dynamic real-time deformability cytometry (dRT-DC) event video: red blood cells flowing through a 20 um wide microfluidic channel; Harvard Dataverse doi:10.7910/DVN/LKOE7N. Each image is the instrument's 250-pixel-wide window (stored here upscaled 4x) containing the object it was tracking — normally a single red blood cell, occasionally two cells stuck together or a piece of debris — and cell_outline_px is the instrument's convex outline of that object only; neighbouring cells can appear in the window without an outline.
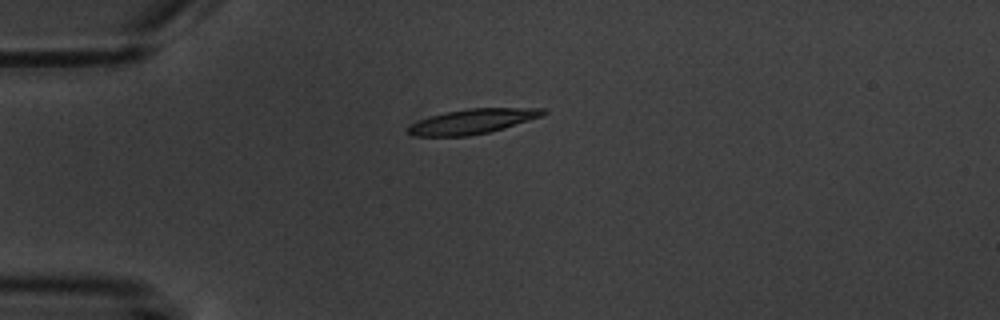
{"species": "common noctule bat (a hibernating species)", "species_latin": "Nyctalus noctula", "temperature_condition": "warm", "stored_images_in_passage": 5, "camera_frame_rate_fps": 3000, "um_per_image_px": 0.085, "animal": {"sex": "male", "body_mass_g": 20.1, "forearm_length_mm": 53.5}, "frame": {"image": 1, "passage_image": 4, "time_ms": 4.0, "image_size_px": [1000, 320], "cell_outline_px": [[548, 112], [540, 116], [504, 128], [488, 132], [468, 136], [416, 136], [408, 132], [408, 128], [412, 124], [420, 120], [444, 112], [468, 108], [544, 108]], "centroid_in_image_um": [40.18, 10.31], "position_along_channel_um": 44.8, "area_um2": 19.19}}